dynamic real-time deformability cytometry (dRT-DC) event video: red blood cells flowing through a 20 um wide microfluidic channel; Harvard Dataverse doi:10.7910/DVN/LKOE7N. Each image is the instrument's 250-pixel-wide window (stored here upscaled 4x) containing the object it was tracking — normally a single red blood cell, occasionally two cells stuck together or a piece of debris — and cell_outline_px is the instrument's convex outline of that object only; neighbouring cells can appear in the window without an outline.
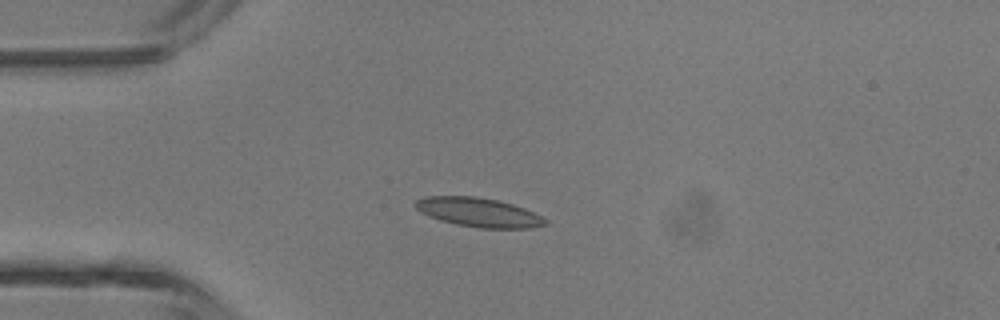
{"species": "common noctule bat (a hibernating species)", "species_latin": "Nyctalus noctula", "temperature_condition": "room temperature", "stored_images_in_passage": 4, "camera_frame_rate_fps": 3000, "um_per_image_px": 0.085, "animal": {"sex": "male", "body_mass_g": 13.3}, "frame": {"image": 1, "passage_image": 3, "time_ms": 3.0, "image_size_px": [1000, 320], "cell_outline_px": [[548, 224], [532, 228], [480, 228], [456, 224], [440, 220], [428, 216], [420, 212], [412, 204], [416, 200], [428, 196], [476, 196], [500, 200], [524, 208], [548, 220]], "centroid_in_image_um": [40.67, 18.04], "position_along_channel_um": 44.3, "area_um2": 22.14}}